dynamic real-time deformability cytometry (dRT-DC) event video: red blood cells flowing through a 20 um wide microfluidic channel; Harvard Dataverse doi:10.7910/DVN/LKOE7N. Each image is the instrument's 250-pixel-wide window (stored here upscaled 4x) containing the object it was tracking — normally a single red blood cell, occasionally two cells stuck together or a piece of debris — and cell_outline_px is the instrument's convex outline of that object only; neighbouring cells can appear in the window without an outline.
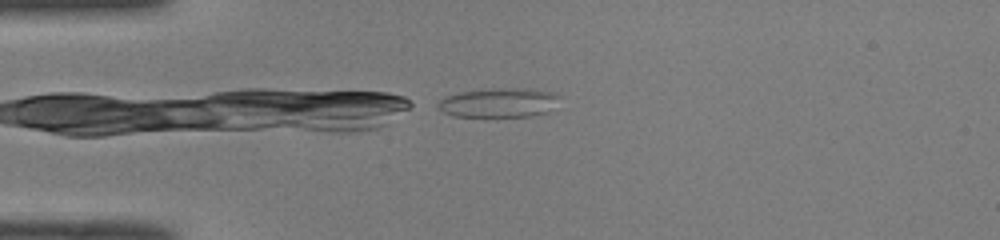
{"species": "common noctule bat (a hibernating species)", "species_latin": "Nyctalus noctula", "temperature_condition": "room temperature", "stored_images_in_passage": 5, "camera_frame_rate_fps": 3000, "um_per_image_px": 0.085, "animal": {"sex": "male", "body_mass_g": 19.0, "forearm_length_mm": 50.8}, "frame": {"image": 1, "passage_image": 5, "time_ms": 1.333, "image_size_px": [1000, 240], "cell_outline_px": [[560, 96], [548, 112], [532, 116], [488, 120], [452, 116], [436, 108], [436, 104], [440, 100], [448, 96], [460, 92], [496, 88], [528, 88], [552, 92]], "centroid_in_image_um": [42.35, 8.79], "position_along_channel_um": 42.7, "area_um2": 21.79}}